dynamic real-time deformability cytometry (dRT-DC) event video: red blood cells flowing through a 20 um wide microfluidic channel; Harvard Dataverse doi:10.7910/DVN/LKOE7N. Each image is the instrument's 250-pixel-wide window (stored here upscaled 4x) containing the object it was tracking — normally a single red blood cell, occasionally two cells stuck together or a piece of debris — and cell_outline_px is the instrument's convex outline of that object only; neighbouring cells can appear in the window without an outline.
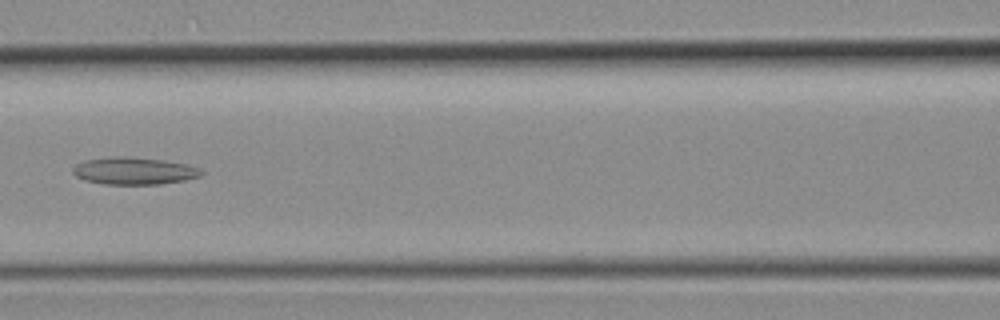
{"species": "common noctule bat (a hibernating species)", "species_latin": "Nyctalus noctula", "temperature_condition": "room temperature", "stored_images_in_passage": 38, "camera_frame_rate_fps": 3000, "um_per_image_px": 0.085, "animal": {"sex": "female", "body_mass_g": 19.3, "forearm_length_mm": 54.1}, "frame": {"image": 1, "passage_image": 16, "time_ms": 5.0, "image_size_px": [1000, 320], "cell_outline_px": [[204, 172], [200, 176], [184, 180], [160, 184], [104, 184], [84, 180], [76, 176], [72, 172], [72, 168], [76, 164], [84, 160], [112, 156], [124, 156], [164, 160], [184, 164], [200, 168]], "centroid_in_image_um": [11.36, 14.52], "position_along_channel_um": 155.2, "area_um2": 20.4}}
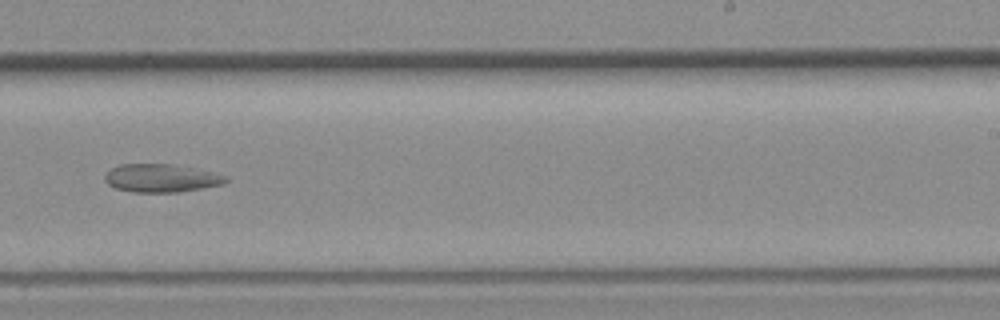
{"frame": {"image": 2, "passage_image": 23, "time_ms": 7.333, "image_size_px": [1000, 320], "cell_outline_px": [[228, 180], [224, 184], [176, 192], [132, 192], [116, 188], [108, 184], [104, 180], [104, 176], [112, 168], [120, 164], [172, 164], [200, 168], [228, 176]], "centroid_in_image_um": [13.74, 15.13], "position_along_channel_um": 275.3, "area_um2": 19.94}}
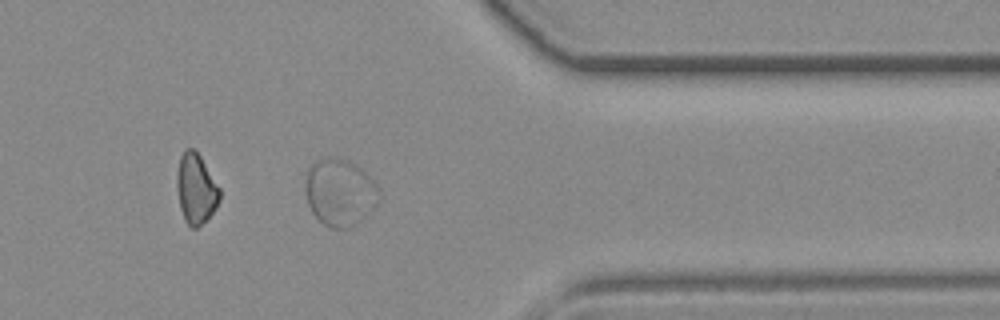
{"frame": {"image": 3, "passage_image": 30, "time_ms": 9.667, "image_size_px": [1000, 320], "cell_outline_px": [[380, 196], [376, 204], [356, 224], [348, 228], [332, 228], [324, 224], [312, 212], [308, 204], [304, 188], [304, 184], [308, 172], [312, 164], [328, 156], [332, 156], [348, 160], [356, 164], [380, 188]], "centroid_in_image_um": [28.88, 16.34], "position_along_channel_um": 382.5, "area_um2": 28.61}}